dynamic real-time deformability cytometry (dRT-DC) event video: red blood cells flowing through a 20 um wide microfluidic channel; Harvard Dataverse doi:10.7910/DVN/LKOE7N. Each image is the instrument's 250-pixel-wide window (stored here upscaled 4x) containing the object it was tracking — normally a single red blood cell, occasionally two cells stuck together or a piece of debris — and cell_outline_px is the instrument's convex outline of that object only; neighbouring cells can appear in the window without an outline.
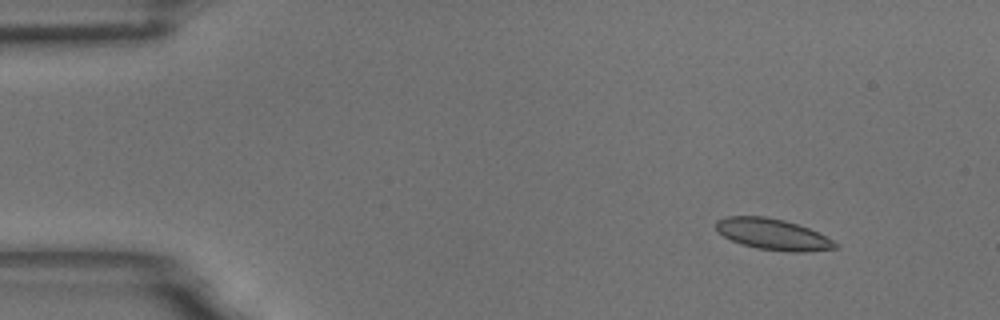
{"species": "common noctule bat (a hibernating species)", "species_latin": "Nyctalus noctula", "temperature_condition": "room temperature", "stored_images_in_passage": 5, "camera_frame_rate_fps": 3000, "um_per_image_px": 0.085, "animal": {"sex": "male", "body_mass_g": 18.8}, "frame": {"image": 1, "passage_image": 2, "time_ms": 0.333, "image_size_px": [1000, 320], "cell_outline_px": [[840, 248], [804, 252], [792, 252], [756, 248], [732, 240], [716, 232], [716, 220], [728, 216], [764, 216], [784, 220], [808, 228], [840, 244]], "centroid_in_image_um": [65.7, 19.92], "position_along_channel_um": 19.3, "area_um2": 21.5}}
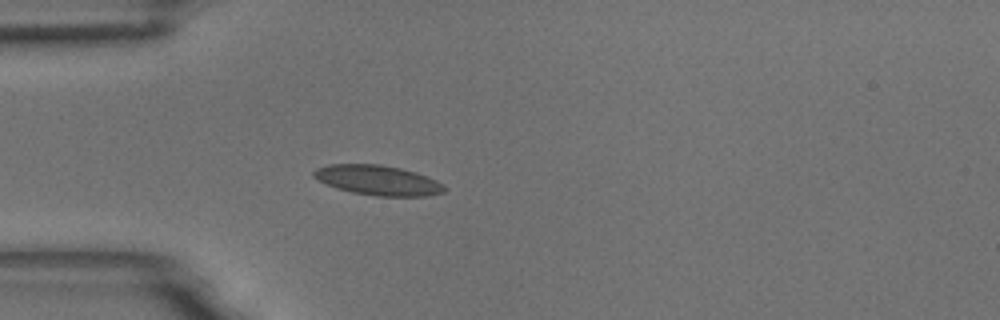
{"frame": {"image": 2, "passage_image": 5, "time_ms": 1.333, "image_size_px": [1000, 320], "cell_outline_px": [[448, 188], [444, 192], [428, 196], [376, 196], [352, 192], [336, 188], [312, 176], [312, 172], [316, 168], [328, 164], [380, 164], [400, 168], [416, 172], [428, 176], [444, 184]], "centroid_in_image_um": [32.16, 15.32], "position_along_channel_um": 52.8, "area_um2": 22.89}}